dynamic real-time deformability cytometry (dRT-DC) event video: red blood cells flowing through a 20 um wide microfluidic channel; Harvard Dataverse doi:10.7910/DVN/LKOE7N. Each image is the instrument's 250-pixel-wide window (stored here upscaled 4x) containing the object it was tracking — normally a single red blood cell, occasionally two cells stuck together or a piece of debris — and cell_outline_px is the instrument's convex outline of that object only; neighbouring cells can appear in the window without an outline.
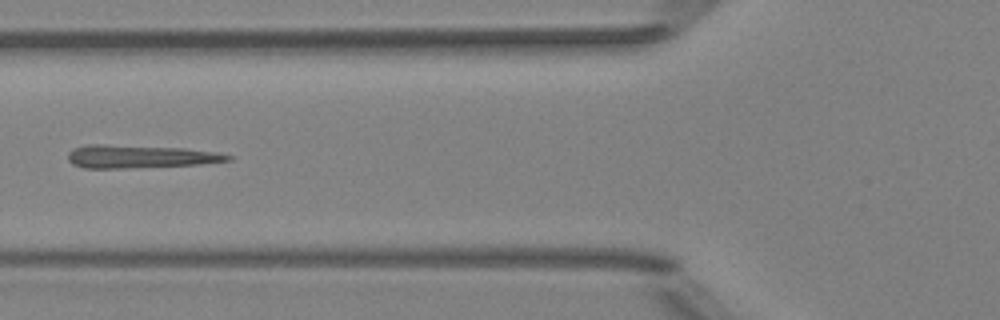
{"species": "Egyptian fruit bat (a non-hibernating species)", "species_latin": "Rousettus aegyptiacus", "temperature_condition": "room temperature", "stored_images_in_passage": 4, "camera_frame_rate_fps": 3000, "um_per_image_px": 0.085, "animal": {"sex": "female"}, "frame": {"image": 1, "passage_image": 3, "time_ms": 2.333, "image_size_px": [1000, 320], "cell_outline_px": [[232, 160], [200, 164], [124, 168], [84, 168], [72, 164], [68, 160], [68, 152], [72, 148], [88, 144], [104, 144], [184, 148], [220, 152], [232, 156]], "centroid_in_image_um": [11.87, 13.29], "position_along_channel_um": 113.9, "area_um2": 21.62}}
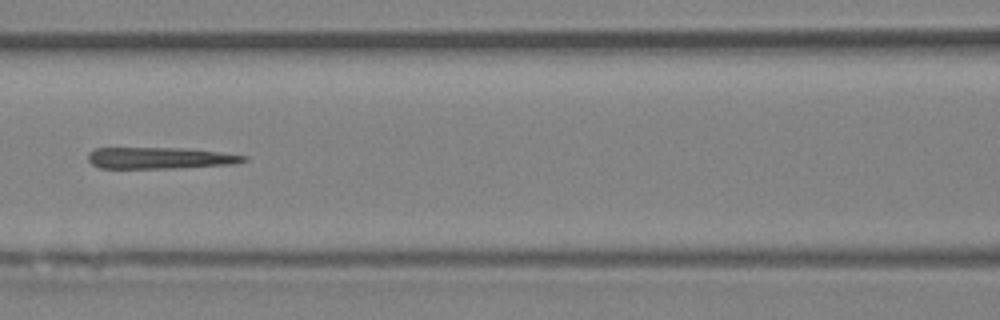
{"frame": {"image": 2, "passage_image": 4, "time_ms": 3.333, "image_size_px": [1000, 320], "cell_outline_px": [[248, 160], [232, 164], [176, 168], [100, 168], [92, 164], [88, 160], [88, 152], [96, 148], [184, 148], [220, 152], [248, 156]], "centroid_in_image_um": [13.59, 13.43], "position_along_channel_um": 153.0, "area_um2": 19.48}}